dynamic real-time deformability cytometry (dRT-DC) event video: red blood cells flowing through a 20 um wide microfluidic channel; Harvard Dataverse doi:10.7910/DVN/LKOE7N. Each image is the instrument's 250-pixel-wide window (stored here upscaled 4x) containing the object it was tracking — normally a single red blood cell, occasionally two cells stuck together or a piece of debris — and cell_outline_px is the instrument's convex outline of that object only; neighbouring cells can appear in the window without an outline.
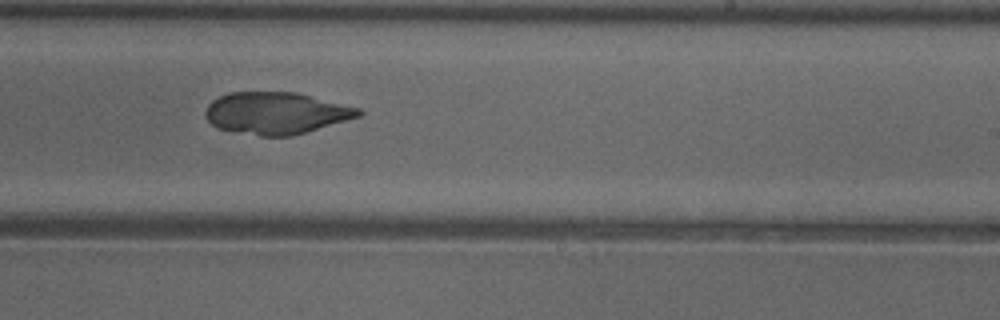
{"species": "common noctule bat (a hibernating species)", "species_latin": "Nyctalus noctula", "temperature_condition": "cold", "stored_images_in_passage": 48, "camera_frame_rate_fps": 3000, "um_per_image_px": 0.085, "animal": {"sex": "female"}, "frame": {"image": 1, "passage_image": 30, "time_ms": 9.667, "image_size_px": [1000, 320], "cell_outline_px": [[364, 112], [360, 116], [292, 136], [260, 136], [216, 128], [208, 120], [204, 112], [208, 104], [212, 100], [228, 92], [292, 92], [360, 108]], "centroid_in_image_um": [23.43, 9.62], "position_along_channel_um": 265.6, "area_um2": 37.11}}
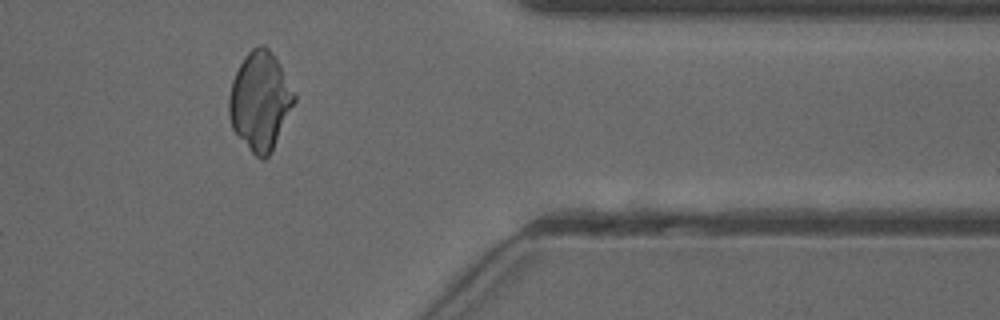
{"frame": {"image": 2, "passage_image": 41, "time_ms": 13.333, "image_size_px": [1000, 320], "cell_outline_px": [[296, 100], [268, 156], [264, 160], [260, 160], [252, 152], [232, 128], [228, 116], [228, 96], [232, 80], [244, 56], [252, 48], [260, 44], [264, 44], [268, 48], [276, 60], [296, 96]], "centroid_in_image_um": [22.07, 8.57], "position_along_channel_um": 389.3, "area_um2": 36.76}}
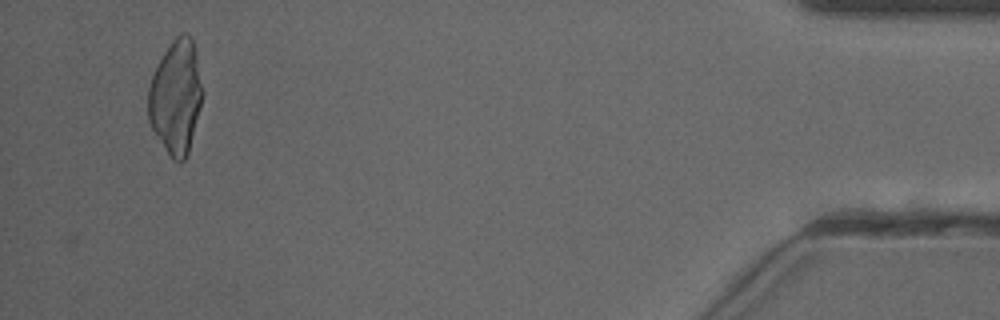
{"frame": {"image": 3, "passage_image": 48, "time_ms": 15.667, "image_size_px": [1000, 320], "cell_outline_px": [[204, 92], [188, 156], [180, 164], [172, 160], [152, 128], [148, 120], [148, 88], [152, 76], [164, 52], [172, 40], [176, 36], [184, 32], [192, 40], [196, 52]], "centroid_in_image_um": [14.97, 8.28], "position_along_channel_um": 420.2, "area_um2": 36.13}}